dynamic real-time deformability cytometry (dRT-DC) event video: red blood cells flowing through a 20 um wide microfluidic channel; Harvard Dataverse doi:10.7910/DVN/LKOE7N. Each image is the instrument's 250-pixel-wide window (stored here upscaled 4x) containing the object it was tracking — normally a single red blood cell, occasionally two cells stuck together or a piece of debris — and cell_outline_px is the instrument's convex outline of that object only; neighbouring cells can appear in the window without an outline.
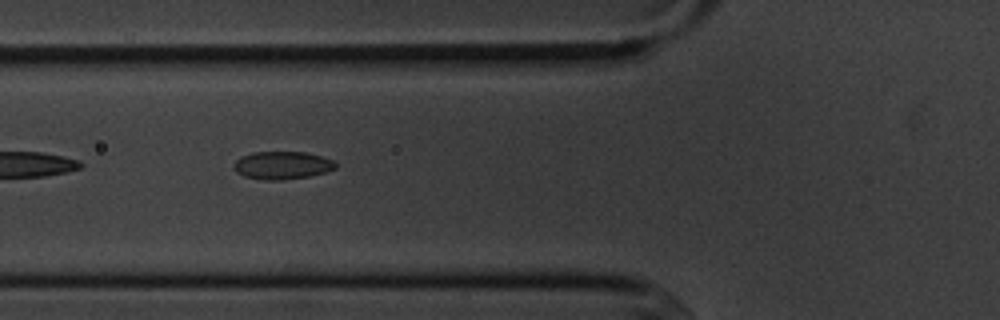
{"species": "common noctule bat (a hibernating species)", "species_latin": "Nyctalus noctula", "temperature_condition": "cold", "stored_images_in_passage": 7, "camera_frame_rate_fps": 3000, "um_per_image_px": 0.085, "animal": {"sex": "male", "body_mass_g": 20.1, "forearm_length_mm": 53.5}, "frame": {"image": 1, "passage_image": 6, "time_ms": 6.0, "image_size_px": [1000, 320], "cell_outline_px": [[336, 168], [324, 172], [308, 176], [280, 180], [268, 180], [244, 176], [236, 172], [232, 168], [232, 164], [240, 156], [252, 152], [304, 152], [320, 156], [332, 160], [336, 164]], "centroid_in_image_um": [23.92, 14.04], "position_along_channel_um": 101.9, "area_um2": 16.42}}